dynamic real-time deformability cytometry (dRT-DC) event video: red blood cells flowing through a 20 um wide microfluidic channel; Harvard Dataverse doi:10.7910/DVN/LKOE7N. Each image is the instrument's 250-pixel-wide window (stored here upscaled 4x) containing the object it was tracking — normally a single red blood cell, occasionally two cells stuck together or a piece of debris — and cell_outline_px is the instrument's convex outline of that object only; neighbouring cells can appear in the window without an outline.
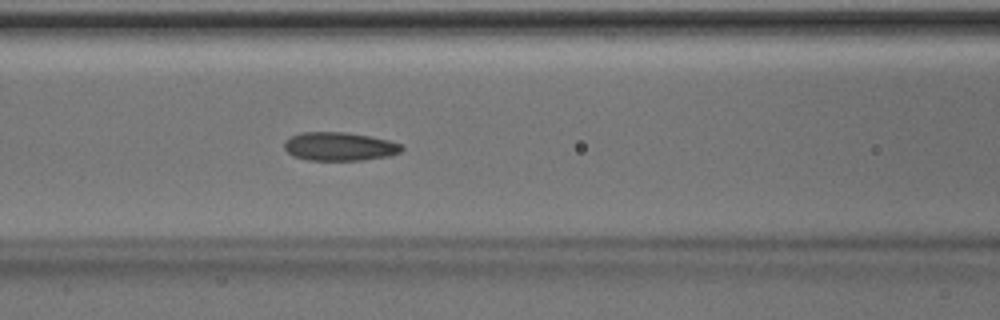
{"species": "Egyptian fruit bat (a non-hibernating species)", "species_latin": "Rousettus aegyptiacus", "temperature_condition": "room temperature", "stored_images_in_passage": 43, "camera_frame_rate_fps": 3000, "um_per_image_px": 0.085, "animal": {"sex": "male"}, "frame": {"image": 1, "passage_image": 20, "time_ms": 6.333, "image_size_px": [1000, 320], "cell_outline_px": [[404, 148], [400, 152], [388, 156], [364, 160], [308, 160], [292, 156], [284, 148], [284, 140], [300, 132], [344, 132], [368, 136], [388, 140], [400, 144]], "centroid_in_image_um": [28.82, 12.45], "position_along_channel_um": 137.8, "area_um2": 19.48}}
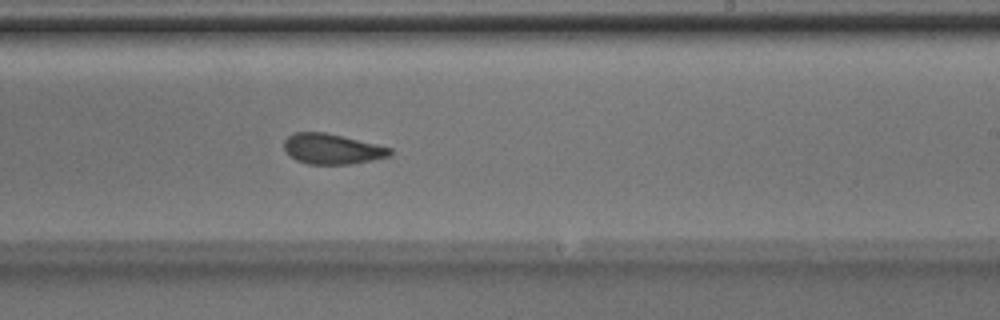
{"frame": {"image": 2, "passage_image": 29, "time_ms": 9.333, "image_size_px": [1000, 320], "cell_outline_px": [[392, 156], [352, 164], [308, 164], [296, 160], [284, 148], [284, 140], [288, 136], [296, 132], [324, 132], [376, 144], [392, 148]], "centroid_in_image_um": [28.25, 12.66], "position_along_channel_um": 260.7, "area_um2": 18.61}}
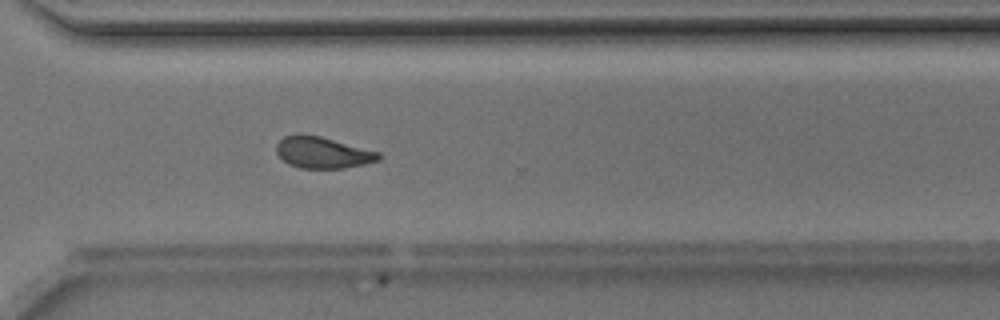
{"frame": {"image": 3, "passage_image": 35, "time_ms": 11.333, "image_size_px": [1000, 320], "cell_outline_px": [[380, 160], [364, 164], [344, 168], [300, 168], [288, 164], [276, 152], [276, 144], [284, 136], [296, 132], [300, 132], [320, 136], [380, 152]], "centroid_in_image_um": [27.39, 12.94], "position_along_channel_um": 343.2, "area_um2": 18.9}, "authors_computed_cell_mechanics": {"area_um2": 19.5364, "velocity_mm_per_s": 4.1143, "shape_relaxation_time_tau1_ms": 9.8871, "shape_relaxation_time_tau2_ms": 1.6259, "deformation_change_tau1": 0.1811, "deformation_change_tau2": 0.0806}}